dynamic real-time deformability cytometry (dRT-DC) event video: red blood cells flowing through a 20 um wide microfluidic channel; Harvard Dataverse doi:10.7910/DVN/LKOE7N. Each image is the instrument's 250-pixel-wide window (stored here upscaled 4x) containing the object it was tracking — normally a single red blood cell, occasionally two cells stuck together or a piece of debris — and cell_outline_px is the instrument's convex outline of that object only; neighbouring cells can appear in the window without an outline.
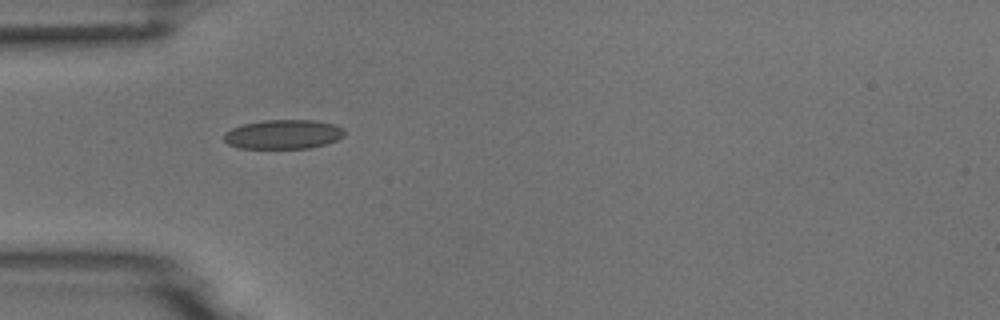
{"species": "common noctule bat (a hibernating species)", "species_latin": "Nyctalus noctula", "temperature_condition": "room temperature", "stored_images_in_passage": 10, "camera_frame_rate_fps": 3000, "um_per_image_px": 0.085, "animal": {"sex": "male", "body_mass_g": 18.8}, "frame": {"image": 1, "passage_image": 4, "time_ms": 4.667, "image_size_px": [1000, 320], "cell_outline_px": [[344, 136], [336, 140], [324, 144], [308, 148], [236, 148], [228, 144], [224, 140], [224, 132], [232, 128], [244, 124], [264, 120], [316, 120], [336, 124], [344, 128]], "centroid_in_image_um": [24.08, 11.41], "position_along_channel_um": 60.9, "area_um2": 20.63}}
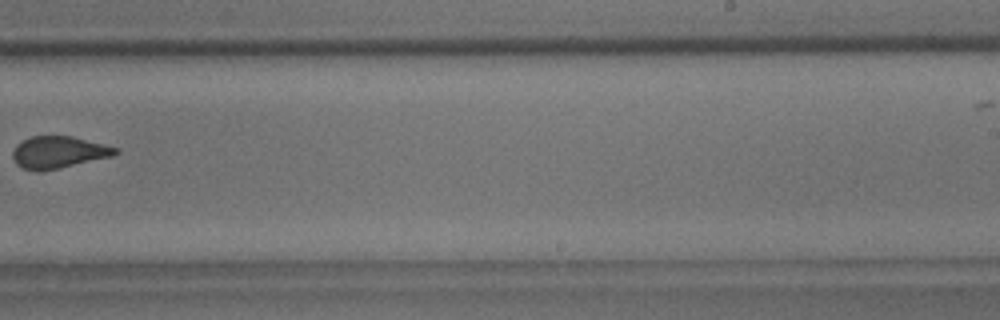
{"frame": {"image": 2, "passage_image": 9, "time_ms": 10.667, "image_size_px": [1000, 320], "cell_outline_px": [[120, 152], [112, 156], [60, 168], [36, 172], [24, 168], [16, 164], [12, 156], [12, 152], [16, 144], [32, 136], [72, 136], [120, 148]], "centroid_in_image_um": [4.98, 12.94], "position_along_channel_um": 284.0, "area_um2": 19.19}}
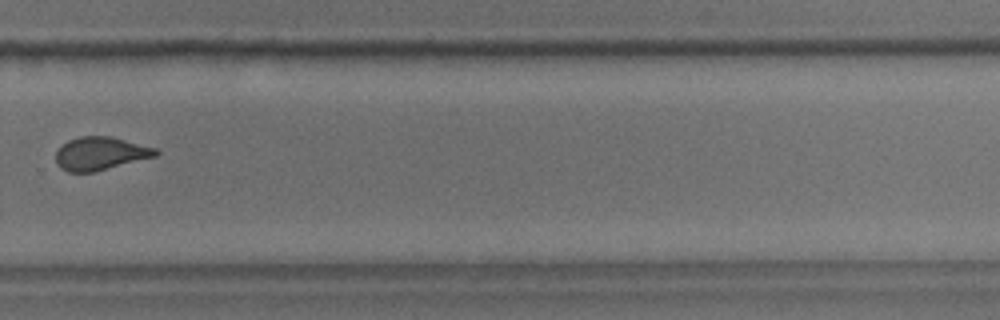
{"frame": {"image": 3, "passage_image": 10, "time_ms": 11.667, "image_size_px": [1000, 320], "cell_outline_px": [[160, 152], [156, 156], [92, 172], [68, 172], [60, 168], [56, 164], [56, 152], [68, 140], [80, 136], [112, 136], [156, 148]], "centroid_in_image_um": [8.53, 13.04], "position_along_channel_um": 321.3, "area_um2": 19.19}}